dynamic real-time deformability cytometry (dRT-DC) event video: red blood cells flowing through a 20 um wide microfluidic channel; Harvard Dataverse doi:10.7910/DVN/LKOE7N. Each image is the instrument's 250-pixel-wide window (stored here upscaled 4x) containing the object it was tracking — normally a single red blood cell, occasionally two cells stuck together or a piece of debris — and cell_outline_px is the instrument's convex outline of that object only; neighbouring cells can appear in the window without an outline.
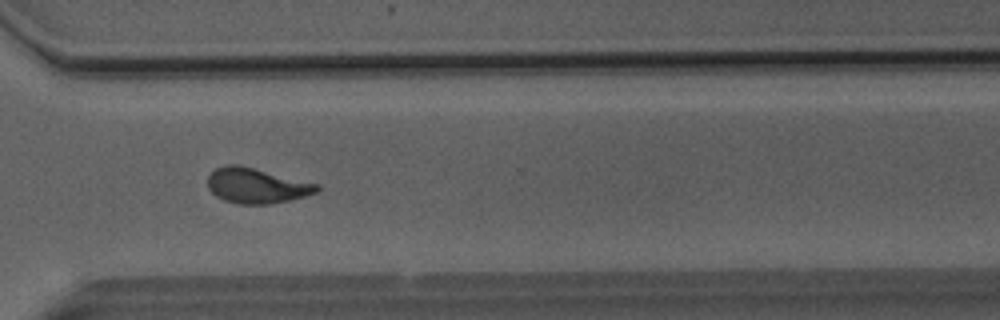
{"species": "Egyptian fruit bat (a non-hibernating species)", "species_latin": "Rousettus aegyptiacus", "temperature_condition": "room temperature", "stored_images_in_passage": 50, "camera_frame_rate_fps": 3000, "um_per_image_px": 0.085, "animal": {"sex": "male"}, "frame": {"image": 1, "passage_image": 37, "time_ms": 12.0, "image_size_px": [1000, 320], "cell_outline_px": [[320, 188], [316, 192], [304, 196], [272, 204], [236, 204], [224, 200], [216, 196], [208, 188], [208, 176], [216, 168], [224, 164], [240, 164], [320, 184]], "centroid_in_image_um": [21.8, 15.77], "position_along_channel_um": 348.8, "area_um2": 22.6}}
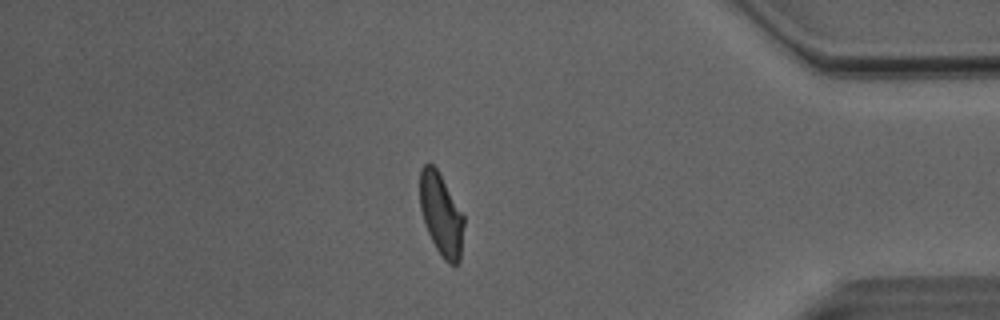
{"frame": {"image": 2, "passage_image": 43, "time_ms": 14.0, "image_size_px": [1000, 320], "cell_outline_px": [[464, 224], [460, 260], [456, 264], [448, 264], [444, 260], [436, 248], [428, 232], [420, 208], [420, 168], [428, 160], [436, 168], [464, 216]], "centroid_in_image_um": [37.49, 18.22], "position_along_channel_um": 397.7, "area_um2": 20.87}}
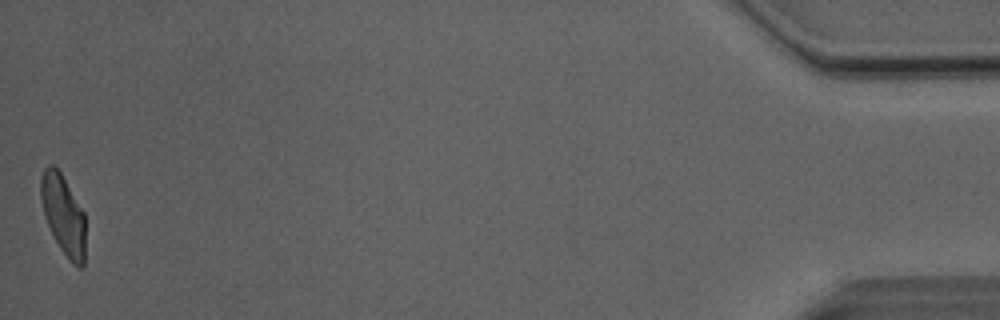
{"frame": {"image": 3, "passage_image": 50, "time_ms": 16.333, "image_size_px": [1000, 320], "cell_outline_px": [[84, 264], [80, 268], [76, 268], [68, 260], [60, 248], [44, 216], [40, 200], [40, 176], [44, 168], [48, 164], [52, 164], [60, 172], [84, 212]], "centroid_in_image_um": [5.36, 18.25], "position_along_channel_um": 429.8, "area_um2": 20.69}, "authors_computed_cell_mechanics": {"area_um2": 22.5709, "velocity_mm_per_s": 4.0988, "shape_relaxation_time_tau1_ms": 8.854, "shape_relaxation_time_tau2_ms": 1.5955, "deformation_change_tau1": 0.2601, "deformation_change_tau2": 0.0916}}